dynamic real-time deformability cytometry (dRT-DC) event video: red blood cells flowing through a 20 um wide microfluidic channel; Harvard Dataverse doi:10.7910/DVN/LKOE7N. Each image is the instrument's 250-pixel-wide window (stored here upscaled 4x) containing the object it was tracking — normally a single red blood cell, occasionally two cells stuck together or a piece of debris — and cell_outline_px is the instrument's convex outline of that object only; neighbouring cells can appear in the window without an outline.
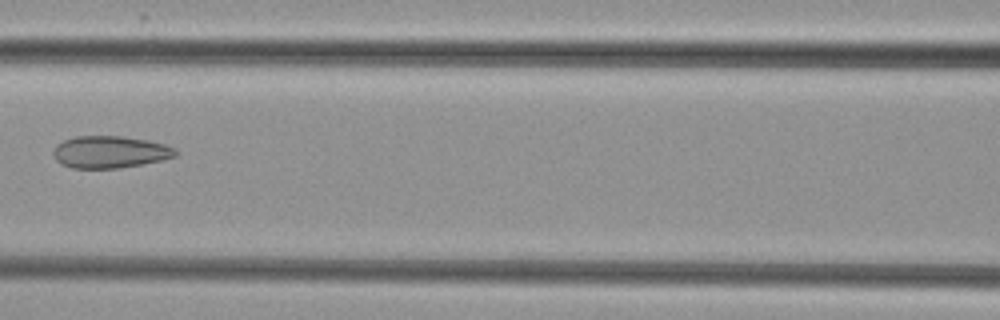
{"species": "common noctule bat (a hibernating species)", "species_latin": "Nyctalus noctula", "temperature_condition": "cold", "stored_images_in_passage": 5, "camera_frame_rate_fps": 3000, "um_per_image_px": 0.085, "animal": {"sex": "female", "body_mass_g": 29.2, "forearm_length_mm": 56.3}, "frame": {"image": 1, "passage_image": 5, "time_ms": 5.667, "image_size_px": [1000, 320], "cell_outline_px": [[180, 152], [176, 156], [144, 164], [120, 168], [72, 168], [60, 164], [52, 156], [52, 152], [56, 144], [64, 140], [76, 136], [120, 136], [148, 140], [164, 144], [176, 148]], "centroid_in_image_um": [9.34, 12.92], "position_along_channel_um": 157.3, "area_um2": 23.12}}